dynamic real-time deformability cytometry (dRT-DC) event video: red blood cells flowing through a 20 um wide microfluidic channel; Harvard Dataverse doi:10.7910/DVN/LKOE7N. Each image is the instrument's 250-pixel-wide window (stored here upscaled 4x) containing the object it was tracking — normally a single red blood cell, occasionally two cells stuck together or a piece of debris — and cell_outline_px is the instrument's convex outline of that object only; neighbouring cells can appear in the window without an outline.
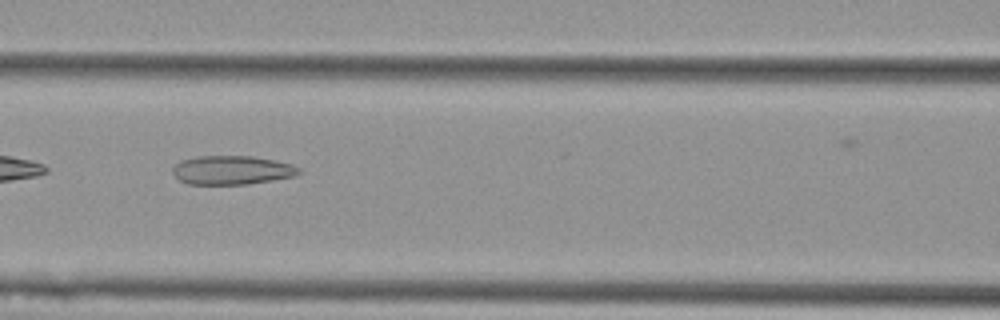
{"species": "Egyptian fruit bat (a non-hibernating species)", "species_latin": "Rousettus aegyptiacus", "temperature_condition": "cold", "stored_images_in_passage": 8, "camera_frame_rate_fps": 3000, "um_per_image_px": 0.085, "animal": {"sex": "female"}, "frame": {"image": 1, "passage_image": 7, "time_ms": 2.0, "image_size_px": [1000, 320], "cell_outline_px": [[300, 172], [296, 176], [248, 184], [188, 184], [180, 180], [172, 172], [172, 168], [180, 160], [196, 156], [252, 156], [276, 160], [292, 164], [300, 168]], "centroid_in_image_um": [19.72, 14.45], "position_along_channel_um": 146.9, "area_um2": 21.33}}
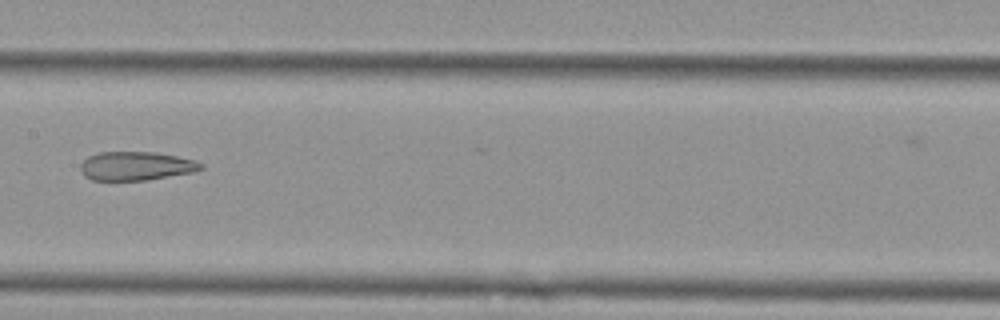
{"frame": {"image": 2, "passage_image": 8, "time_ms": 2.333, "image_size_px": [1000, 320], "cell_outline_px": [[204, 168], [192, 172], [148, 180], [92, 180], [84, 176], [80, 168], [80, 164], [88, 156], [100, 152], [156, 152], [196, 160], [204, 164]], "centroid_in_image_um": [11.57, 14.11], "position_along_channel_um": 195.8, "area_um2": 20.23}}